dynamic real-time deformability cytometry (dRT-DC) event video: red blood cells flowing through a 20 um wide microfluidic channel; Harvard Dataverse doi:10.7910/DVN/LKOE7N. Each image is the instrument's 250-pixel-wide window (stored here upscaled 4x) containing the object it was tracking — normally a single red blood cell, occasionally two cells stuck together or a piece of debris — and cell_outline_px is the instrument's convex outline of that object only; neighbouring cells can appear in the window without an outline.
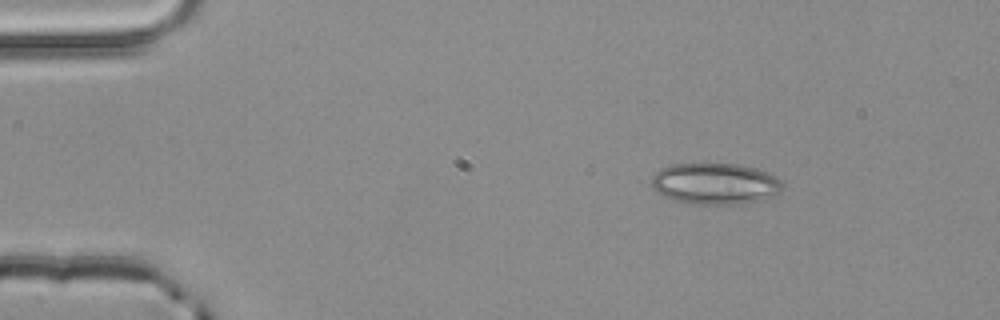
{"species": "common noctule bat (a hibernating species)", "species_latin": "Nyctalus noctula", "temperature_condition": "room temperature", "stored_images_in_passage": 3, "camera_frame_rate_fps": 3000, "um_per_image_px": 0.085, "animal": {"sex": "male", "body_mass_g": 20.4}, "frame": {"image": 1, "passage_image": 1, "time_ms": 0.0, "image_size_px": [1000, 320], "cell_outline_px": [[784, 188], [780, 192], [764, 200], [740, 204], [696, 204], [676, 200], [664, 196], [656, 192], [652, 188], [652, 176], [660, 168], [668, 164], [740, 164], [756, 168], [780, 180], [784, 184]], "centroid_in_image_um": [60.78, 15.61], "position_along_channel_um": 24.2, "area_um2": 31.62}}